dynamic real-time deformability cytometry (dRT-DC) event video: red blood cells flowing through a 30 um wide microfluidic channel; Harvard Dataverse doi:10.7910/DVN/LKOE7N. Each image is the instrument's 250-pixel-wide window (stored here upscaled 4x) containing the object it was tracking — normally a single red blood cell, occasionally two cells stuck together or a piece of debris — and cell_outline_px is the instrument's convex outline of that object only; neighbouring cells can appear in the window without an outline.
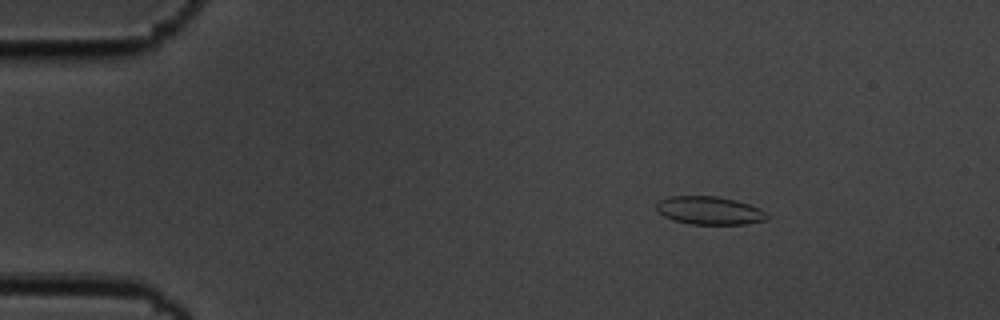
{"species": "common noctule bat (a hibernating species)", "species_latin": "Nyctalus noctula", "temperature_condition": "cold", "stored_images_in_passage": 5, "camera_frame_rate_fps": 3000, "um_per_image_px": 0.085, "animal": {"sex": "male", "body_mass_g": 19.5, "forearm_length_mm": 54.6}, "frame": {"image": 1, "passage_image": 3, "time_ms": 0.667, "image_size_px": [1000, 320], "cell_outline_px": [[768, 220], [744, 224], [688, 224], [672, 220], [656, 212], [656, 204], [660, 200], [668, 196], [716, 196], [736, 200], [760, 208], [768, 212]], "centroid_in_image_um": [60.3, 17.9], "position_along_channel_um": 24.7, "area_um2": 18.38}}